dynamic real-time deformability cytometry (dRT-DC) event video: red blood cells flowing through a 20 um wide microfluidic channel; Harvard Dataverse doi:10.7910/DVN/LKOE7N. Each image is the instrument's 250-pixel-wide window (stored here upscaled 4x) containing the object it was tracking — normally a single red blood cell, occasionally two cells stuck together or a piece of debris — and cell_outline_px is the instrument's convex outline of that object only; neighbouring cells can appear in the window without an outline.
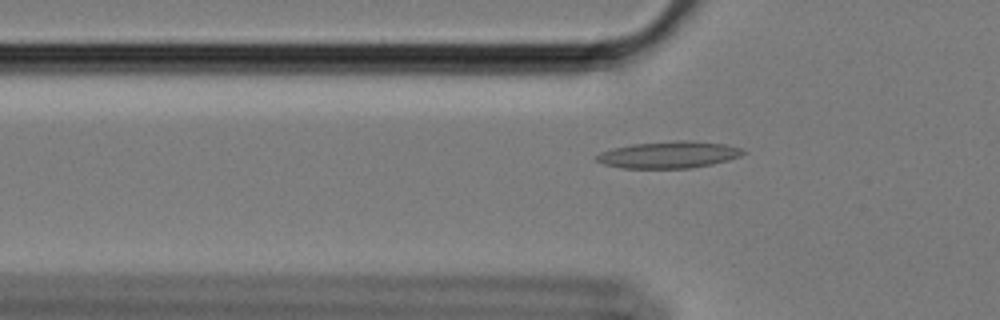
{"species": "Egyptian fruit bat (a non-hibernating species)", "species_latin": "Rousettus aegyptiacus", "temperature_condition": "cold", "stored_images_in_passage": 56, "camera_frame_rate_fps": 3000, "um_per_image_px": 0.085, "animal": {"sex": "female"}, "frame": {"image": 1, "passage_image": 19, "time_ms": 6.0, "image_size_px": [1000, 320], "cell_outline_px": [[748, 152], [740, 156], [728, 160], [712, 164], [692, 168], [624, 168], [604, 164], [596, 160], [596, 156], [600, 152], [632, 144], [676, 140], [692, 140], [724, 144], [744, 148]], "centroid_in_image_um": [56.92, 13.14], "position_along_channel_um": 68.9, "area_um2": 22.95}}
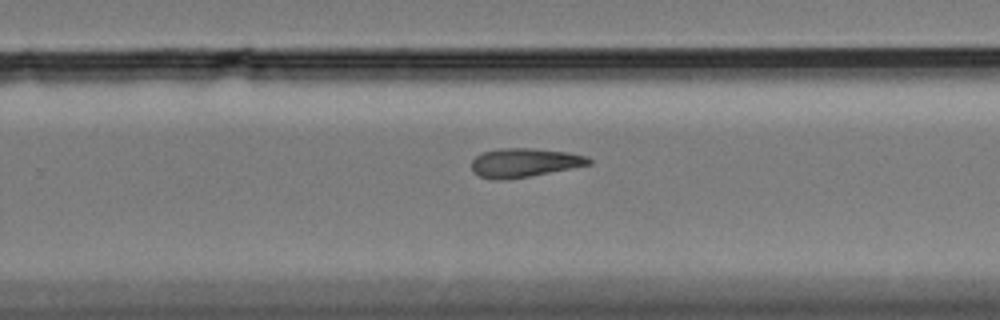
{"frame": {"image": 2, "passage_image": 38, "time_ms": 12.333, "image_size_px": [1000, 320], "cell_outline_px": [[592, 164], [572, 168], [508, 180], [496, 180], [480, 176], [472, 172], [472, 160], [476, 156], [484, 152], [500, 148], [532, 148], [568, 152], [588, 156], [592, 160]], "centroid_in_image_um": [44.58, 13.83], "position_along_channel_um": 285.2, "area_um2": 19.83}}
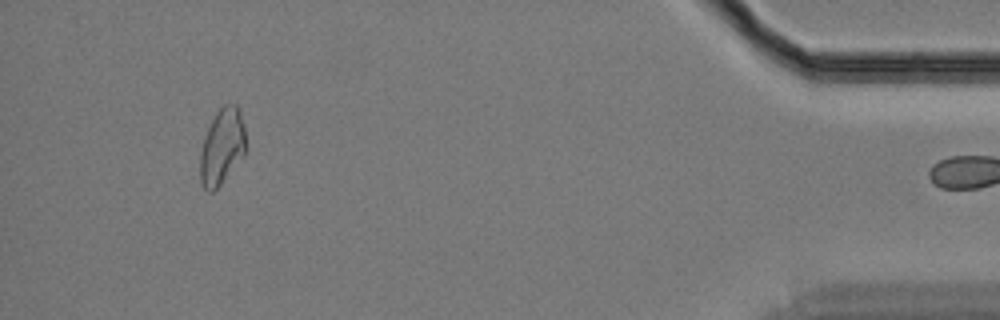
{"frame": {"image": 3, "passage_image": 55, "time_ms": 18.0, "image_size_px": [1000, 320], "cell_outline_px": [[244, 156], [220, 184], [212, 192], [208, 192], [204, 188], [200, 180], [200, 152], [204, 136], [216, 112], [224, 104], [236, 104], [240, 108], [244, 124]], "centroid_in_image_um": [18.86, 12.44], "position_along_channel_um": 416.3, "area_um2": 20.11}}